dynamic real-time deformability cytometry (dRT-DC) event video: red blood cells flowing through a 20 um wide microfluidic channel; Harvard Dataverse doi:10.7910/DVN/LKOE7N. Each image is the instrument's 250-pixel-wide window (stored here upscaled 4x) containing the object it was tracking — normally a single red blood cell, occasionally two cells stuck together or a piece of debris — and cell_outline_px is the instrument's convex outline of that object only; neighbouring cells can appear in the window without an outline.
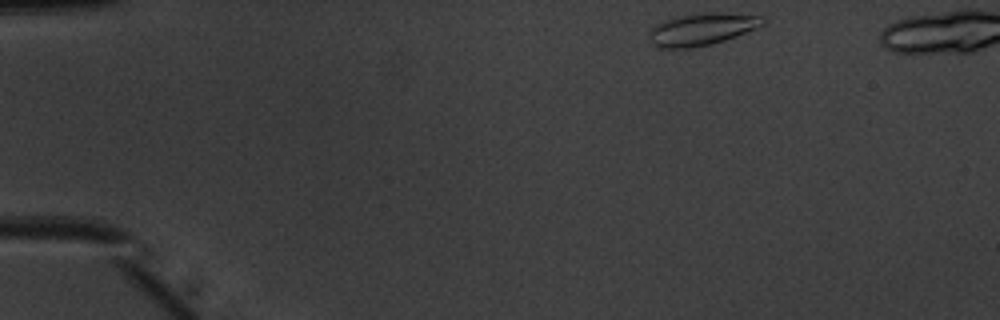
{"species": "common noctule bat (a hibernating species)", "species_latin": "Nyctalus noctula", "temperature_condition": "warm", "stored_images_in_passage": 42, "segment_of_instrument_passage": [1, 2], "camera_frame_rate_fps": 3000, "um_per_image_px": 0.085, "animal": {"sex": "male", "body_mass_g": 20.1, "forearm_length_mm": 53.5}, "frame": {"image": 1, "passage_image": 1, "time_ms": 0.0, "image_size_px": [1000, 320], "cell_outline_px": [[764, 24], [756, 28], [736, 36], [712, 44], [692, 48], [660, 48], [652, 44], [648, 36], [648, 32], [656, 24], [676, 16], [708, 12], [716, 12], [764, 16]], "centroid_in_image_um": [59.64, 2.49], "position_along_channel_um": 25.4, "area_um2": 21.33}}
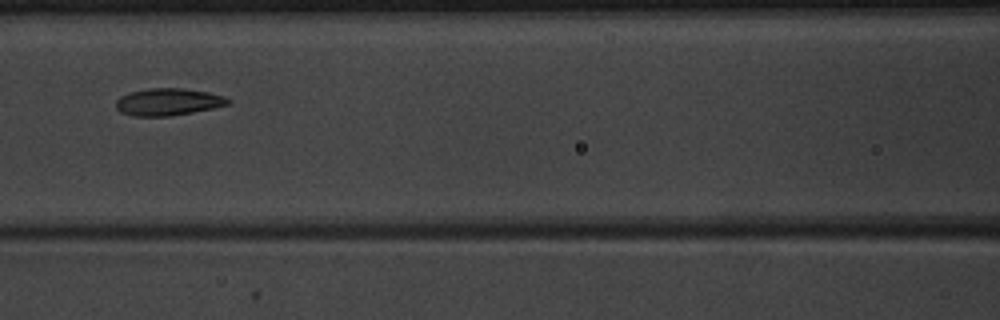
{"frame": {"image": 2, "passage_image": 17, "time_ms": 5.333, "image_size_px": [1000, 320], "cell_outline_px": [[232, 100], [228, 104], [212, 108], [192, 112], [168, 116], [132, 116], [120, 112], [116, 108], [116, 100], [120, 96], [128, 92], [148, 88], [184, 88], [208, 92], [224, 96]], "centroid_in_image_um": [14.26, 8.65], "position_along_channel_um": 152.3, "area_um2": 17.8}}
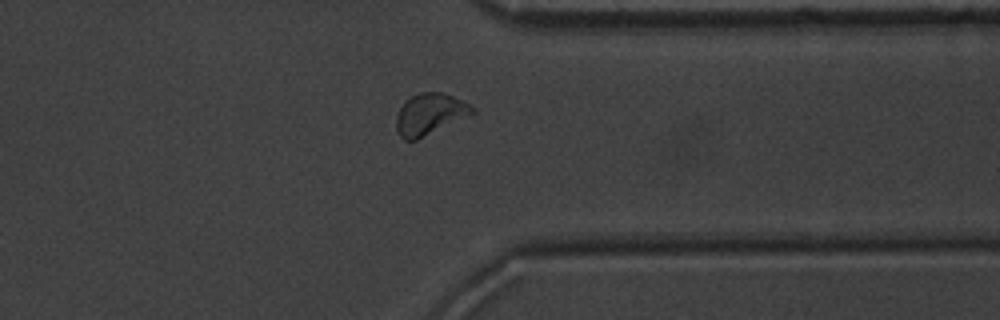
{"frame": {"image": 3, "passage_image": 34, "time_ms": 11.0, "image_size_px": [1000, 320], "cell_outline_px": [[476, 112], [416, 140], [404, 140], [400, 136], [396, 128], [396, 116], [400, 108], [412, 96], [420, 92], [440, 92], [464, 100], [476, 108]], "centroid_in_image_um": [36.55, 9.7], "position_along_channel_um": 374.9, "area_um2": 18.09}}